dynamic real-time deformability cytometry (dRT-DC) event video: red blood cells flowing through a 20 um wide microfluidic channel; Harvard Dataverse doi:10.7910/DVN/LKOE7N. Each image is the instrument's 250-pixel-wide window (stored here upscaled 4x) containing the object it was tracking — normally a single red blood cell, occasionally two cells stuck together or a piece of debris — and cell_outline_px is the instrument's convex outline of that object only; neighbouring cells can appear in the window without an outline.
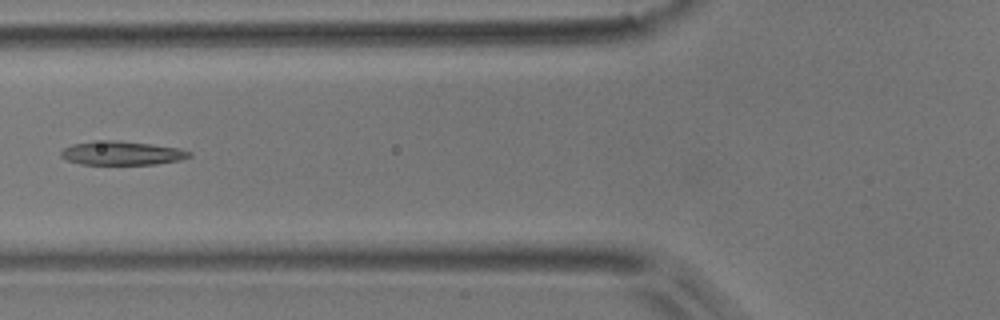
{"species": "common noctule bat (a hibernating species)", "species_latin": "Nyctalus noctula", "temperature_condition": "room temperature", "stored_images_in_passage": 5, "camera_frame_rate_fps": 3000, "um_per_image_px": 0.085, "animal": {"sex": "male", "body_mass_g": 17.9}, "frame": {"image": 1, "passage_image": 4, "time_ms": 1.0, "image_size_px": [1000, 320], "cell_outline_px": [[192, 156], [180, 160], [156, 164], [80, 164], [68, 160], [60, 156], [60, 152], [64, 148], [72, 144], [92, 140], [116, 140], [152, 144], [180, 148], [192, 152]], "centroid_in_image_um": [10.36, 13.0], "position_along_channel_um": 115.4, "area_um2": 17.98}}
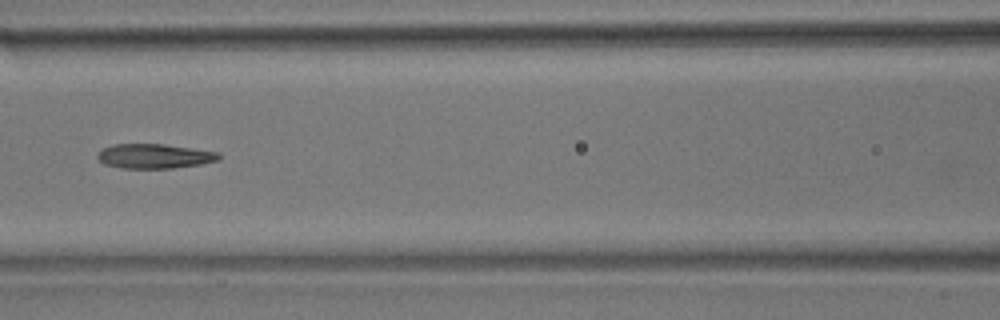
{"frame": {"image": 2, "passage_image": 5, "time_ms": 1.333, "image_size_px": [1000, 320], "cell_outline_px": [[220, 160], [200, 164], [172, 168], [120, 168], [104, 164], [96, 156], [104, 148], [112, 144], [164, 144], [220, 152]], "centroid_in_image_um": [13.15, 13.27], "position_along_channel_um": 153.5, "area_um2": 17.34}}